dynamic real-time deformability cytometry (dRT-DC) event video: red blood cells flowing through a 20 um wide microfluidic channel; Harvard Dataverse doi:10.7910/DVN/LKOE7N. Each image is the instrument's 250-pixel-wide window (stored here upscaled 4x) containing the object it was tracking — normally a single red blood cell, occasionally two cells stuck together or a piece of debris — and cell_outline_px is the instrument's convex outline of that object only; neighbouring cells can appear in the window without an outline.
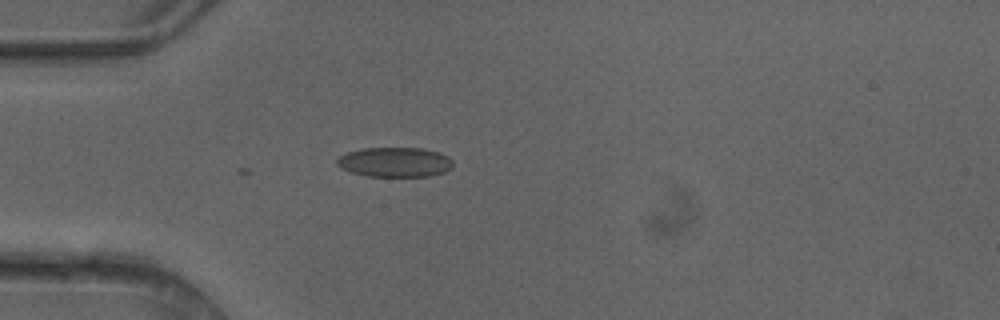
{"species": "common noctule bat (a hibernating species)", "species_latin": "Nyctalus noctula", "temperature_condition": "cold", "stored_images_in_passage": 3, "camera_frame_rate_fps": 3000, "um_per_image_px": 0.085, "animal": {"sex": "female"}, "frame": {"image": 1, "passage_image": 3, "time_ms": 0.667, "image_size_px": [1000, 320], "cell_outline_px": [[452, 168], [444, 172], [428, 176], [364, 176], [340, 168], [336, 164], [336, 156], [348, 152], [364, 148], [424, 148], [440, 152], [448, 156], [452, 160]], "centroid_in_image_um": [33.54, 13.77], "position_along_channel_um": 51.5, "area_um2": 20.29}}